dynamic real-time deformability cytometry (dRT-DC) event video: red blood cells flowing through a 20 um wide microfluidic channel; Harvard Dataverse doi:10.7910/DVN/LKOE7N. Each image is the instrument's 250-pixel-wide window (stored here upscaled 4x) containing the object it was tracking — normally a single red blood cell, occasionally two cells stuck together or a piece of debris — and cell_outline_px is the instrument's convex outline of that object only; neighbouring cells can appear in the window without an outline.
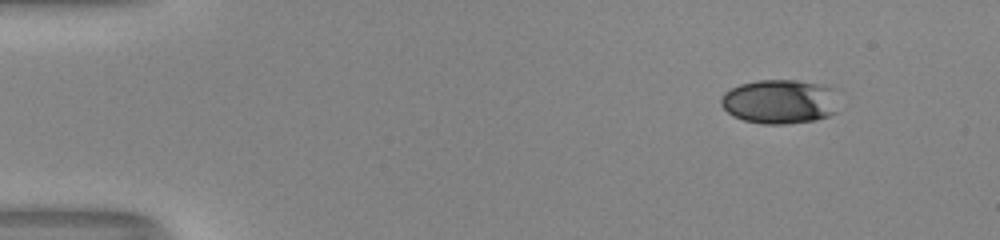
{"species": "human", "species_latin": "Homo sapiens", "temperature_condition": "room temperature", "stored_images_in_passage": 47, "camera_frame_rate_fps": 3000, "um_per_image_px": 0.085, "donor": {"sex": "male"}, "frame": {"image": 1, "passage_image": 1, "time_ms": 0.0, "image_size_px": [1000, 240], "cell_outline_px": [[836, 112], [828, 116], [816, 120], [784, 124], [764, 124], [744, 120], [732, 116], [720, 104], [720, 100], [724, 92], [740, 84], [760, 80], [796, 80], [816, 84], [828, 88]], "centroid_in_image_um": [66.16, 8.65], "position_along_channel_um": 18.8, "area_um2": 29.65}}
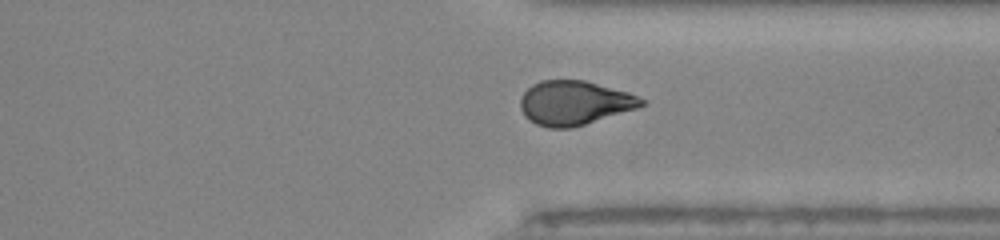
{"frame": {"image": 2, "passage_image": 35, "time_ms": 11.333, "image_size_px": [1000, 240], "cell_outline_px": [[648, 104], [636, 108], [572, 128], [548, 128], [536, 124], [524, 116], [520, 108], [520, 100], [524, 92], [532, 84], [540, 80], [584, 80], [628, 92], [644, 100]], "centroid_in_image_um": [48.79, 8.74], "position_along_channel_um": 362.6, "area_um2": 31.1}}
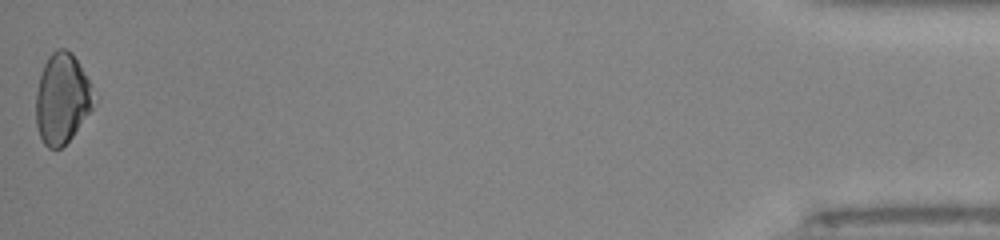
{"frame": {"image": 3, "passage_image": 47, "time_ms": 15.333, "image_size_px": [1000, 240], "cell_outline_px": [[92, 108], [72, 136], [60, 148], [48, 148], [44, 144], [40, 136], [36, 124], [36, 92], [40, 76], [44, 64], [48, 56], [56, 48], [64, 48], [72, 52], [88, 80]], "centroid_in_image_um": [5.21, 8.37], "position_along_channel_um": 430.0, "area_um2": 29.59}, "authors_computed_cell_mechanics": {"area_um2": 30.8074, "velocity_mm_per_s": 4.0967, "shape_relaxation_time_tau1_ms": null, "shape_relaxation_time_tau2_ms": 1.7256, "deformation_change_tau1": null, "deformation_change_tau2": 0.0623}}